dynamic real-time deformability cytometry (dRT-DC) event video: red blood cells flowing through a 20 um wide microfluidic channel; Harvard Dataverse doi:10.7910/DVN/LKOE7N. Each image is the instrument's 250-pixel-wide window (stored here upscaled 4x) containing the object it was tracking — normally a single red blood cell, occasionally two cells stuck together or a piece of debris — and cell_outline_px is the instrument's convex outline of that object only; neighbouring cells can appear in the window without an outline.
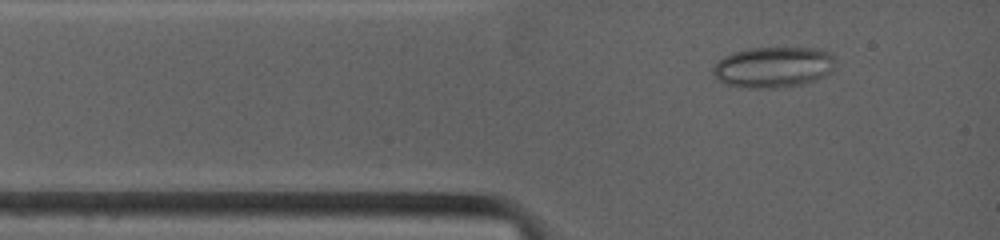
{"species": "common noctule bat (a hibernating species)", "species_latin": "Nyctalus noctula", "temperature_condition": "warm", "stored_images_in_passage": 5, "camera_frame_rate_fps": 4500, "um_per_image_px": 0.085, "animal": {"sex": "female", "body_mass_g": 19.0, "forearm_length_mm": 53.3}, "frame": {"image": 1, "passage_image": 2, "time_ms": 0.444, "image_size_px": [1000, 240], "cell_outline_px": [[836, 64], [832, 72], [824, 76], [800, 84], [772, 88], [748, 88], [728, 84], [712, 76], [712, 68], [724, 56], [732, 52], [748, 48], [820, 48], [832, 52]], "centroid_in_image_um": [65.76, 5.69], "position_along_channel_um": 19.2, "area_um2": 29.19}}